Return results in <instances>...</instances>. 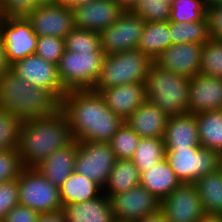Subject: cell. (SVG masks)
<instances>
[{
  "label": "cell",
  "mask_w": 222,
  "mask_h": 222,
  "mask_svg": "<svg viewBox=\"0 0 222 222\" xmlns=\"http://www.w3.org/2000/svg\"><path fill=\"white\" fill-rule=\"evenodd\" d=\"M60 110L77 142H109L124 123L92 89L67 91L60 101Z\"/></svg>",
  "instance_id": "obj_1"
},
{
  "label": "cell",
  "mask_w": 222,
  "mask_h": 222,
  "mask_svg": "<svg viewBox=\"0 0 222 222\" xmlns=\"http://www.w3.org/2000/svg\"><path fill=\"white\" fill-rule=\"evenodd\" d=\"M73 140L68 120L61 110L51 116L23 121L17 147L20 161L23 167H36Z\"/></svg>",
  "instance_id": "obj_2"
},
{
  "label": "cell",
  "mask_w": 222,
  "mask_h": 222,
  "mask_svg": "<svg viewBox=\"0 0 222 222\" xmlns=\"http://www.w3.org/2000/svg\"><path fill=\"white\" fill-rule=\"evenodd\" d=\"M0 109L23 122L55 114L60 101L49 90L30 85L9 68L0 76Z\"/></svg>",
  "instance_id": "obj_3"
},
{
  "label": "cell",
  "mask_w": 222,
  "mask_h": 222,
  "mask_svg": "<svg viewBox=\"0 0 222 222\" xmlns=\"http://www.w3.org/2000/svg\"><path fill=\"white\" fill-rule=\"evenodd\" d=\"M190 78L160 68L154 62L145 80L146 99L168 117L188 113Z\"/></svg>",
  "instance_id": "obj_4"
},
{
  "label": "cell",
  "mask_w": 222,
  "mask_h": 222,
  "mask_svg": "<svg viewBox=\"0 0 222 222\" xmlns=\"http://www.w3.org/2000/svg\"><path fill=\"white\" fill-rule=\"evenodd\" d=\"M153 60L138 49L105 55L98 80L92 90L145 82Z\"/></svg>",
  "instance_id": "obj_5"
},
{
  "label": "cell",
  "mask_w": 222,
  "mask_h": 222,
  "mask_svg": "<svg viewBox=\"0 0 222 222\" xmlns=\"http://www.w3.org/2000/svg\"><path fill=\"white\" fill-rule=\"evenodd\" d=\"M103 52L75 53L65 50L57 64L59 80L66 91L92 89L99 78Z\"/></svg>",
  "instance_id": "obj_6"
},
{
  "label": "cell",
  "mask_w": 222,
  "mask_h": 222,
  "mask_svg": "<svg viewBox=\"0 0 222 222\" xmlns=\"http://www.w3.org/2000/svg\"><path fill=\"white\" fill-rule=\"evenodd\" d=\"M17 182L19 204L39 213L62 209L60 188L54 186L35 167H23Z\"/></svg>",
  "instance_id": "obj_7"
},
{
  "label": "cell",
  "mask_w": 222,
  "mask_h": 222,
  "mask_svg": "<svg viewBox=\"0 0 222 222\" xmlns=\"http://www.w3.org/2000/svg\"><path fill=\"white\" fill-rule=\"evenodd\" d=\"M165 159L181 183H194L199 177L215 172L218 167V153L201 146L166 149Z\"/></svg>",
  "instance_id": "obj_8"
},
{
  "label": "cell",
  "mask_w": 222,
  "mask_h": 222,
  "mask_svg": "<svg viewBox=\"0 0 222 222\" xmlns=\"http://www.w3.org/2000/svg\"><path fill=\"white\" fill-rule=\"evenodd\" d=\"M116 160L109 142H78L74 171L103 189Z\"/></svg>",
  "instance_id": "obj_9"
},
{
  "label": "cell",
  "mask_w": 222,
  "mask_h": 222,
  "mask_svg": "<svg viewBox=\"0 0 222 222\" xmlns=\"http://www.w3.org/2000/svg\"><path fill=\"white\" fill-rule=\"evenodd\" d=\"M145 23L138 14L125 9L116 22L99 33L103 54L111 55L137 49Z\"/></svg>",
  "instance_id": "obj_10"
},
{
  "label": "cell",
  "mask_w": 222,
  "mask_h": 222,
  "mask_svg": "<svg viewBox=\"0 0 222 222\" xmlns=\"http://www.w3.org/2000/svg\"><path fill=\"white\" fill-rule=\"evenodd\" d=\"M0 36L9 66L35 54L38 36L26 17L4 18L0 25Z\"/></svg>",
  "instance_id": "obj_11"
},
{
  "label": "cell",
  "mask_w": 222,
  "mask_h": 222,
  "mask_svg": "<svg viewBox=\"0 0 222 222\" xmlns=\"http://www.w3.org/2000/svg\"><path fill=\"white\" fill-rule=\"evenodd\" d=\"M26 19L38 37L52 36L64 39L75 28L72 8L58 3L38 5Z\"/></svg>",
  "instance_id": "obj_12"
},
{
  "label": "cell",
  "mask_w": 222,
  "mask_h": 222,
  "mask_svg": "<svg viewBox=\"0 0 222 222\" xmlns=\"http://www.w3.org/2000/svg\"><path fill=\"white\" fill-rule=\"evenodd\" d=\"M108 198L113 217L118 222H136L160 208V202L141 184Z\"/></svg>",
  "instance_id": "obj_13"
},
{
  "label": "cell",
  "mask_w": 222,
  "mask_h": 222,
  "mask_svg": "<svg viewBox=\"0 0 222 222\" xmlns=\"http://www.w3.org/2000/svg\"><path fill=\"white\" fill-rule=\"evenodd\" d=\"M160 209L167 222H198L206 215L194 183H181L160 202Z\"/></svg>",
  "instance_id": "obj_14"
},
{
  "label": "cell",
  "mask_w": 222,
  "mask_h": 222,
  "mask_svg": "<svg viewBox=\"0 0 222 222\" xmlns=\"http://www.w3.org/2000/svg\"><path fill=\"white\" fill-rule=\"evenodd\" d=\"M10 69L30 85L49 90L59 101L67 93L59 80L57 65L47 62L37 54L16 61Z\"/></svg>",
  "instance_id": "obj_15"
},
{
  "label": "cell",
  "mask_w": 222,
  "mask_h": 222,
  "mask_svg": "<svg viewBox=\"0 0 222 222\" xmlns=\"http://www.w3.org/2000/svg\"><path fill=\"white\" fill-rule=\"evenodd\" d=\"M75 28L100 33L125 10L116 0H92L72 7Z\"/></svg>",
  "instance_id": "obj_16"
},
{
  "label": "cell",
  "mask_w": 222,
  "mask_h": 222,
  "mask_svg": "<svg viewBox=\"0 0 222 222\" xmlns=\"http://www.w3.org/2000/svg\"><path fill=\"white\" fill-rule=\"evenodd\" d=\"M203 44L183 43L170 45L154 60L162 69L192 78L200 73Z\"/></svg>",
  "instance_id": "obj_17"
},
{
  "label": "cell",
  "mask_w": 222,
  "mask_h": 222,
  "mask_svg": "<svg viewBox=\"0 0 222 222\" xmlns=\"http://www.w3.org/2000/svg\"><path fill=\"white\" fill-rule=\"evenodd\" d=\"M222 109V78L197 74L190 78L188 113Z\"/></svg>",
  "instance_id": "obj_18"
},
{
  "label": "cell",
  "mask_w": 222,
  "mask_h": 222,
  "mask_svg": "<svg viewBox=\"0 0 222 222\" xmlns=\"http://www.w3.org/2000/svg\"><path fill=\"white\" fill-rule=\"evenodd\" d=\"M99 94L107 107L124 121L147 100L145 82L103 88Z\"/></svg>",
  "instance_id": "obj_19"
},
{
  "label": "cell",
  "mask_w": 222,
  "mask_h": 222,
  "mask_svg": "<svg viewBox=\"0 0 222 222\" xmlns=\"http://www.w3.org/2000/svg\"><path fill=\"white\" fill-rule=\"evenodd\" d=\"M168 118L156 105L146 100L125 122L140 138L163 139Z\"/></svg>",
  "instance_id": "obj_20"
},
{
  "label": "cell",
  "mask_w": 222,
  "mask_h": 222,
  "mask_svg": "<svg viewBox=\"0 0 222 222\" xmlns=\"http://www.w3.org/2000/svg\"><path fill=\"white\" fill-rule=\"evenodd\" d=\"M78 142L73 140L63 148L55 150L35 168L54 186L61 188L63 183L74 172Z\"/></svg>",
  "instance_id": "obj_21"
},
{
  "label": "cell",
  "mask_w": 222,
  "mask_h": 222,
  "mask_svg": "<svg viewBox=\"0 0 222 222\" xmlns=\"http://www.w3.org/2000/svg\"><path fill=\"white\" fill-rule=\"evenodd\" d=\"M163 139L166 149L199 148L196 115L187 113L169 117Z\"/></svg>",
  "instance_id": "obj_22"
},
{
  "label": "cell",
  "mask_w": 222,
  "mask_h": 222,
  "mask_svg": "<svg viewBox=\"0 0 222 222\" xmlns=\"http://www.w3.org/2000/svg\"><path fill=\"white\" fill-rule=\"evenodd\" d=\"M67 222H115L109 198L102 193L83 203L62 206Z\"/></svg>",
  "instance_id": "obj_23"
},
{
  "label": "cell",
  "mask_w": 222,
  "mask_h": 222,
  "mask_svg": "<svg viewBox=\"0 0 222 222\" xmlns=\"http://www.w3.org/2000/svg\"><path fill=\"white\" fill-rule=\"evenodd\" d=\"M140 184L159 202L164 200L181 182L166 159L141 173Z\"/></svg>",
  "instance_id": "obj_24"
},
{
  "label": "cell",
  "mask_w": 222,
  "mask_h": 222,
  "mask_svg": "<svg viewBox=\"0 0 222 222\" xmlns=\"http://www.w3.org/2000/svg\"><path fill=\"white\" fill-rule=\"evenodd\" d=\"M102 193L103 189L98 184L75 171L60 188L62 206L83 203L99 197Z\"/></svg>",
  "instance_id": "obj_25"
},
{
  "label": "cell",
  "mask_w": 222,
  "mask_h": 222,
  "mask_svg": "<svg viewBox=\"0 0 222 222\" xmlns=\"http://www.w3.org/2000/svg\"><path fill=\"white\" fill-rule=\"evenodd\" d=\"M141 173L131 159H117L103 193L110 197L140 185ZM105 189V190H104Z\"/></svg>",
  "instance_id": "obj_26"
},
{
  "label": "cell",
  "mask_w": 222,
  "mask_h": 222,
  "mask_svg": "<svg viewBox=\"0 0 222 222\" xmlns=\"http://www.w3.org/2000/svg\"><path fill=\"white\" fill-rule=\"evenodd\" d=\"M170 21L146 22L137 49L153 61L171 45Z\"/></svg>",
  "instance_id": "obj_27"
},
{
  "label": "cell",
  "mask_w": 222,
  "mask_h": 222,
  "mask_svg": "<svg viewBox=\"0 0 222 222\" xmlns=\"http://www.w3.org/2000/svg\"><path fill=\"white\" fill-rule=\"evenodd\" d=\"M194 184L205 214L222 216V174L216 170L199 177Z\"/></svg>",
  "instance_id": "obj_28"
},
{
  "label": "cell",
  "mask_w": 222,
  "mask_h": 222,
  "mask_svg": "<svg viewBox=\"0 0 222 222\" xmlns=\"http://www.w3.org/2000/svg\"><path fill=\"white\" fill-rule=\"evenodd\" d=\"M200 146L220 152L222 149V109L196 114Z\"/></svg>",
  "instance_id": "obj_29"
},
{
  "label": "cell",
  "mask_w": 222,
  "mask_h": 222,
  "mask_svg": "<svg viewBox=\"0 0 222 222\" xmlns=\"http://www.w3.org/2000/svg\"><path fill=\"white\" fill-rule=\"evenodd\" d=\"M171 45L183 43L204 44L211 39L208 16L197 22L170 21Z\"/></svg>",
  "instance_id": "obj_30"
},
{
  "label": "cell",
  "mask_w": 222,
  "mask_h": 222,
  "mask_svg": "<svg viewBox=\"0 0 222 222\" xmlns=\"http://www.w3.org/2000/svg\"><path fill=\"white\" fill-rule=\"evenodd\" d=\"M166 147L164 139L159 138H140L138 146L131 160L140 173L153 167L165 159Z\"/></svg>",
  "instance_id": "obj_31"
},
{
  "label": "cell",
  "mask_w": 222,
  "mask_h": 222,
  "mask_svg": "<svg viewBox=\"0 0 222 222\" xmlns=\"http://www.w3.org/2000/svg\"><path fill=\"white\" fill-rule=\"evenodd\" d=\"M207 13L205 0H173L169 21L197 22L207 17Z\"/></svg>",
  "instance_id": "obj_32"
},
{
  "label": "cell",
  "mask_w": 222,
  "mask_h": 222,
  "mask_svg": "<svg viewBox=\"0 0 222 222\" xmlns=\"http://www.w3.org/2000/svg\"><path fill=\"white\" fill-rule=\"evenodd\" d=\"M65 50L75 53L103 52L101 49L100 35L96 31L74 28L64 38Z\"/></svg>",
  "instance_id": "obj_33"
},
{
  "label": "cell",
  "mask_w": 222,
  "mask_h": 222,
  "mask_svg": "<svg viewBox=\"0 0 222 222\" xmlns=\"http://www.w3.org/2000/svg\"><path fill=\"white\" fill-rule=\"evenodd\" d=\"M200 74L222 78V41L211 38L203 44Z\"/></svg>",
  "instance_id": "obj_34"
},
{
  "label": "cell",
  "mask_w": 222,
  "mask_h": 222,
  "mask_svg": "<svg viewBox=\"0 0 222 222\" xmlns=\"http://www.w3.org/2000/svg\"><path fill=\"white\" fill-rule=\"evenodd\" d=\"M139 141L140 137L124 121L109 143L116 159H131Z\"/></svg>",
  "instance_id": "obj_35"
},
{
  "label": "cell",
  "mask_w": 222,
  "mask_h": 222,
  "mask_svg": "<svg viewBox=\"0 0 222 222\" xmlns=\"http://www.w3.org/2000/svg\"><path fill=\"white\" fill-rule=\"evenodd\" d=\"M129 10L138 14L145 22L169 21L171 4L162 0H135Z\"/></svg>",
  "instance_id": "obj_36"
},
{
  "label": "cell",
  "mask_w": 222,
  "mask_h": 222,
  "mask_svg": "<svg viewBox=\"0 0 222 222\" xmlns=\"http://www.w3.org/2000/svg\"><path fill=\"white\" fill-rule=\"evenodd\" d=\"M22 121L0 109V151L17 149Z\"/></svg>",
  "instance_id": "obj_37"
},
{
  "label": "cell",
  "mask_w": 222,
  "mask_h": 222,
  "mask_svg": "<svg viewBox=\"0 0 222 222\" xmlns=\"http://www.w3.org/2000/svg\"><path fill=\"white\" fill-rule=\"evenodd\" d=\"M65 51V40L59 37L40 36L37 39L36 51L39 57L57 65Z\"/></svg>",
  "instance_id": "obj_38"
},
{
  "label": "cell",
  "mask_w": 222,
  "mask_h": 222,
  "mask_svg": "<svg viewBox=\"0 0 222 222\" xmlns=\"http://www.w3.org/2000/svg\"><path fill=\"white\" fill-rule=\"evenodd\" d=\"M22 168L17 149L0 151V184L17 179Z\"/></svg>",
  "instance_id": "obj_39"
},
{
  "label": "cell",
  "mask_w": 222,
  "mask_h": 222,
  "mask_svg": "<svg viewBox=\"0 0 222 222\" xmlns=\"http://www.w3.org/2000/svg\"><path fill=\"white\" fill-rule=\"evenodd\" d=\"M19 204L17 179L0 184V221L15 206Z\"/></svg>",
  "instance_id": "obj_40"
},
{
  "label": "cell",
  "mask_w": 222,
  "mask_h": 222,
  "mask_svg": "<svg viewBox=\"0 0 222 222\" xmlns=\"http://www.w3.org/2000/svg\"><path fill=\"white\" fill-rule=\"evenodd\" d=\"M4 18L26 17L40 5L36 0H0Z\"/></svg>",
  "instance_id": "obj_41"
},
{
  "label": "cell",
  "mask_w": 222,
  "mask_h": 222,
  "mask_svg": "<svg viewBox=\"0 0 222 222\" xmlns=\"http://www.w3.org/2000/svg\"><path fill=\"white\" fill-rule=\"evenodd\" d=\"M40 213L21 204L13 207L1 220L2 222H37Z\"/></svg>",
  "instance_id": "obj_42"
},
{
  "label": "cell",
  "mask_w": 222,
  "mask_h": 222,
  "mask_svg": "<svg viewBox=\"0 0 222 222\" xmlns=\"http://www.w3.org/2000/svg\"><path fill=\"white\" fill-rule=\"evenodd\" d=\"M211 38L222 41V3L208 8Z\"/></svg>",
  "instance_id": "obj_43"
},
{
  "label": "cell",
  "mask_w": 222,
  "mask_h": 222,
  "mask_svg": "<svg viewBox=\"0 0 222 222\" xmlns=\"http://www.w3.org/2000/svg\"><path fill=\"white\" fill-rule=\"evenodd\" d=\"M37 222H67V221L63 210L60 209L54 212L40 213Z\"/></svg>",
  "instance_id": "obj_44"
},
{
  "label": "cell",
  "mask_w": 222,
  "mask_h": 222,
  "mask_svg": "<svg viewBox=\"0 0 222 222\" xmlns=\"http://www.w3.org/2000/svg\"><path fill=\"white\" fill-rule=\"evenodd\" d=\"M136 222H167L165 213L159 208L156 212L151 213L150 215L139 219Z\"/></svg>",
  "instance_id": "obj_45"
},
{
  "label": "cell",
  "mask_w": 222,
  "mask_h": 222,
  "mask_svg": "<svg viewBox=\"0 0 222 222\" xmlns=\"http://www.w3.org/2000/svg\"><path fill=\"white\" fill-rule=\"evenodd\" d=\"M9 68L10 66L6 61L3 42L0 36V76L3 75Z\"/></svg>",
  "instance_id": "obj_46"
},
{
  "label": "cell",
  "mask_w": 222,
  "mask_h": 222,
  "mask_svg": "<svg viewBox=\"0 0 222 222\" xmlns=\"http://www.w3.org/2000/svg\"><path fill=\"white\" fill-rule=\"evenodd\" d=\"M92 0H55L54 3H58V4H63L67 7H74L76 5L82 4V3H87L90 2Z\"/></svg>",
  "instance_id": "obj_47"
},
{
  "label": "cell",
  "mask_w": 222,
  "mask_h": 222,
  "mask_svg": "<svg viewBox=\"0 0 222 222\" xmlns=\"http://www.w3.org/2000/svg\"><path fill=\"white\" fill-rule=\"evenodd\" d=\"M198 222H222V216L205 215Z\"/></svg>",
  "instance_id": "obj_48"
},
{
  "label": "cell",
  "mask_w": 222,
  "mask_h": 222,
  "mask_svg": "<svg viewBox=\"0 0 222 222\" xmlns=\"http://www.w3.org/2000/svg\"><path fill=\"white\" fill-rule=\"evenodd\" d=\"M124 9H129L135 0H116Z\"/></svg>",
  "instance_id": "obj_49"
},
{
  "label": "cell",
  "mask_w": 222,
  "mask_h": 222,
  "mask_svg": "<svg viewBox=\"0 0 222 222\" xmlns=\"http://www.w3.org/2000/svg\"><path fill=\"white\" fill-rule=\"evenodd\" d=\"M222 0H205V4L207 6V8L213 6V5H217V4H221Z\"/></svg>",
  "instance_id": "obj_50"
},
{
  "label": "cell",
  "mask_w": 222,
  "mask_h": 222,
  "mask_svg": "<svg viewBox=\"0 0 222 222\" xmlns=\"http://www.w3.org/2000/svg\"><path fill=\"white\" fill-rule=\"evenodd\" d=\"M40 5L42 4H51L54 3L55 0H36Z\"/></svg>",
  "instance_id": "obj_51"
},
{
  "label": "cell",
  "mask_w": 222,
  "mask_h": 222,
  "mask_svg": "<svg viewBox=\"0 0 222 222\" xmlns=\"http://www.w3.org/2000/svg\"><path fill=\"white\" fill-rule=\"evenodd\" d=\"M217 170L222 174V159H218Z\"/></svg>",
  "instance_id": "obj_52"
},
{
  "label": "cell",
  "mask_w": 222,
  "mask_h": 222,
  "mask_svg": "<svg viewBox=\"0 0 222 222\" xmlns=\"http://www.w3.org/2000/svg\"><path fill=\"white\" fill-rule=\"evenodd\" d=\"M3 19H4V16H3V12H2V9H1V4H0V25L3 21Z\"/></svg>",
  "instance_id": "obj_53"
},
{
  "label": "cell",
  "mask_w": 222,
  "mask_h": 222,
  "mask_svg": "<svg viewBox=\"0 0 222 222\" xmlns=\"http://www.w3.org/2000/svg\"><path fill=\"white\" fill-rule=\"evenodd\" d=\"M218 159H222V149H221L220 152L218 153Z\"/></svg>",
  "instance_id": "obj_54"
},
{
  "label": "cell",
  "mask_w": 222,
  "mask_h": 222,
  "mask_svg": "<svg viewBox=\"0 0 222 222\" xmlns=\"http://www.w3.org/2000/svg\"><path fill=\"white\" fill-rule=\"evenodd\" d=\"M164 1L165 3H168V4H171L173 2V0H162Z\"/></svg>",
  "instance_id": "obj_55"
}]
</instances>
